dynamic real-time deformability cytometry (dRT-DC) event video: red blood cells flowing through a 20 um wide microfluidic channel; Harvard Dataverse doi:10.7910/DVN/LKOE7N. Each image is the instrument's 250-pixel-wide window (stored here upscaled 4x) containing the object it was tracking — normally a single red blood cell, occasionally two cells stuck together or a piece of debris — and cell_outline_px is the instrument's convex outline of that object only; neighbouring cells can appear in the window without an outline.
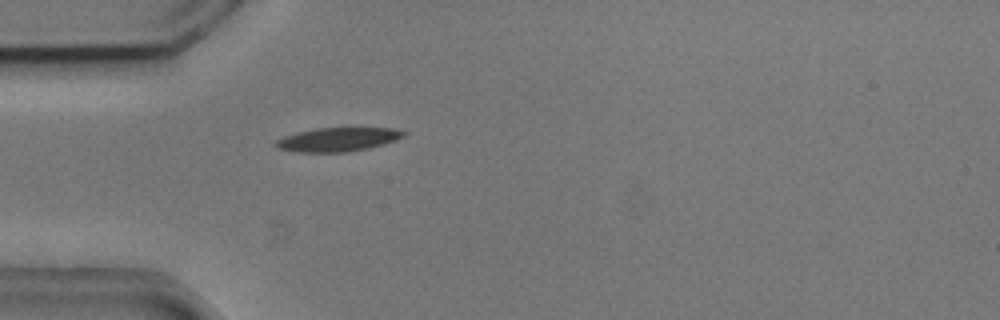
{"species": "common noctule bat (a hibernating species)", "species_latin": "Nyctalus noctula", "temperature_condition": "cold", "stored_images_in_passage": 5, "camera_frame_rate_fps": 3000, "um_per_image_px": 0.085, "animal": {"sex": "male", "body_mass_g": 20.5, "forearm_length_mm": 52.5}, "frame": {"image": 1, "passage_image": 5, "time_ms": 1.333, "image_size_px": [1000, 320], "cell_outline_px": [[408, 132], [404, 136], [396, 140], [384, 144], [368, 148], [348, 152], [296, 152], [276, 148], [272, 144], [276, 140], [284, 136], [316, 128], [392, 128]], "centroid_in_image_um": [28.7, 11.86], "position_along_channel_um": 56.3, "area_um2": 17.8}}